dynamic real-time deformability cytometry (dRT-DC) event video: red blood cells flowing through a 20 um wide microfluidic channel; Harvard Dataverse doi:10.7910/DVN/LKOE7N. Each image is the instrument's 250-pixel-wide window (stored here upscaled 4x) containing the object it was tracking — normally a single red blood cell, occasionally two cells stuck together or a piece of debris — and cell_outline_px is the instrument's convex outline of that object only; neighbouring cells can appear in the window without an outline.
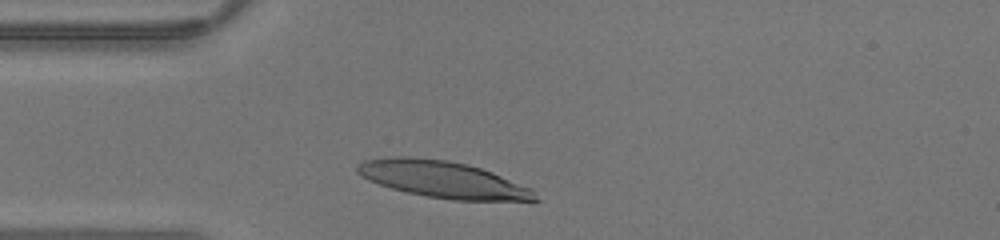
{"species": "human", "species_latin": "Homo sapiens", "temperature_condition": "warm", "stored_images_in_passage": 25, "camera_frame_rate_fps": 3000, "um_per_image_px": 0.085, "donor": {"sex": "male"}, "frame": {"image": 1, "passage_image": 3, "time_ms": 0.667, "image_size_px": [1000, 240], "cell_outline_px": [[540, 200], [452, 200], [428, 196], [408, 192], [392, 188], [368, 180], [360, 176], [356, 172], [356, 164], [364, 160], [396, 156], [408, 156], [448, 160], [468, 164], [492, 172], [532, 188]], "centroid_in_image_um": [37.62, 15.24], "position_along_channel_um": 47.4, "area_um2": 37.86}}
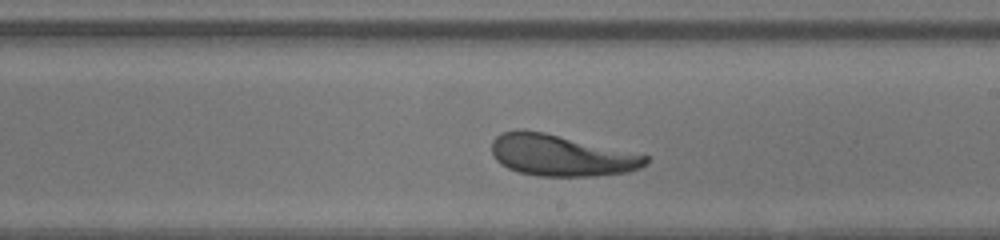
{"frame": {"image": 2, "passage_image": 16, "time_ms": 5.0, "image_size_px": [1000, 240], "cell_outline_px": [[648, 164], [640, 168], [628, 172], [596, 176], [540, 176], [520, 172], [508, 168], [500, 164], [496, 160], [492, 152], [492, 140], [500, 132], [544, 132], [648, 156]], "centroid_in_image_um": [47.71, 13.24], "position_along_channel_um": 241.3, "area_um2": 36.41}}
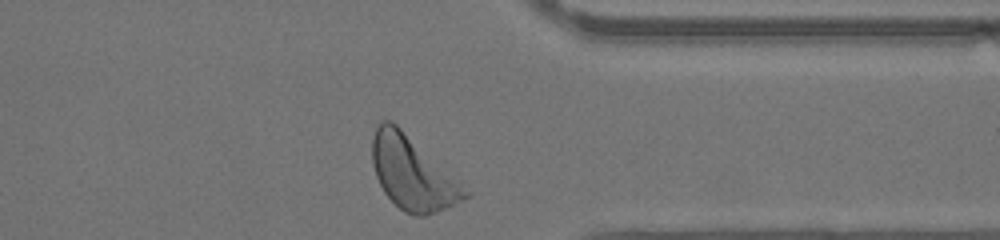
{"frame": {"image": 3, "passage_image": 25, "time_ms": 8.0, "image_size_px": [1000, 240], "cell_outline_px": [[472, 192], [468, 196], [436, 212], [424, 216], [416, 216], [404, 212], [384, 192], [376, 176], [372, 164], [372, 136], [376, 124], [380, 120], [392, 120], [460, 180]], "centroid_in_image_um": [35.05, 14.68], "position_along_channel_um": 376.3, "area_um2": 39.59}}